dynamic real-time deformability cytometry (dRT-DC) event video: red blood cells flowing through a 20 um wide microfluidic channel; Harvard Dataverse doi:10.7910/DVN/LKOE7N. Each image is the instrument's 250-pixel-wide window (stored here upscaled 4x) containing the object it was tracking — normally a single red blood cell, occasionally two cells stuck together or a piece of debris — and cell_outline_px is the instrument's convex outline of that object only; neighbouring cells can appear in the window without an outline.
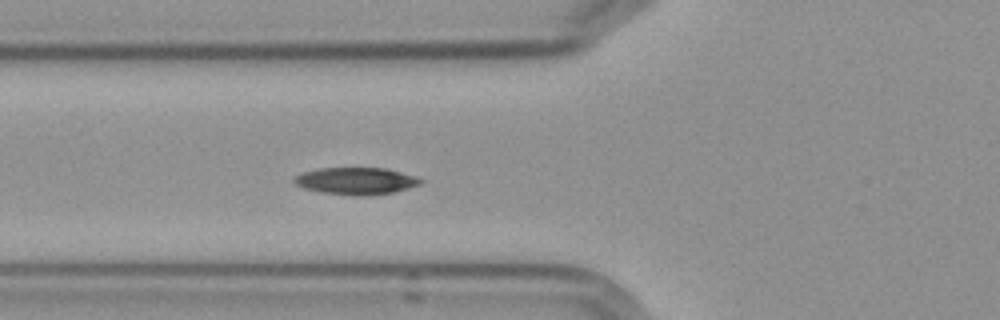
{"species": "Egyptian fruit bat (a non-hibernating species)", "species_latin": "Rousettus aegyptiacus", "temperature_condition": "cold", "stored_images_in_passage": 28, "camera_frame_rate_fps": 3000, "um_per_image_px": 0.085, "frame": {"image": 1, "passage_image": 5, "time_ms": 1.333, "image_size_px": [1000, 320], "cell_outline_px": [[424, 180], [420, 184], [392, 192], [364, 196], [352, 196], [320, 192], [304, 188], [296, 184], [292, 180], [296, 176], [304, 172], [320, 168], [384, 168], [400, 172]], "centroid_in_image_um": [30.22, 15.39], "position_along_channel_um": 95.6, "area_um2": 19.65}}
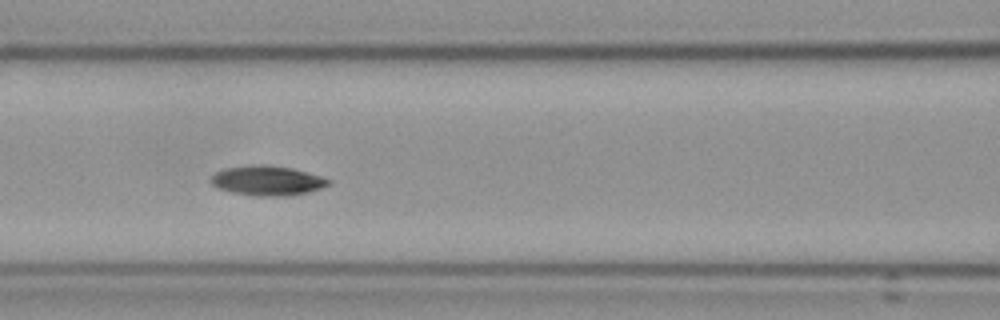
{"frame": {"image": 2, "passage_image": 9, "time_ms": 2.667, "image_size_px": [1000, 320], "cell_outline_px": [[332, 180], [328, 184], [320, 188], [308, 192], [288, 196], [256, 196], [232, 192], [220, 188], [212, 184], [212, 176], [216, 172], [228, 168], [260, 164], [264, 164], [292, 168], [320, 176]], "centroid_in_image_um": [22.75, 15.36], "position_along_channel_um": 143.8, "area_um2": 20.0}, "authors_computed_cell_mechanics": {"area_um2": 19.5653, "velocity_mm_per_s": 3.5707, "shape_relaxation_time_tau1_ms": 4.4365, "shape_relaxation_time_tau2_ms": 1.5622, "deformation_change_tau1": 0.1048, "deformation_change_tau2": 0.0395}}